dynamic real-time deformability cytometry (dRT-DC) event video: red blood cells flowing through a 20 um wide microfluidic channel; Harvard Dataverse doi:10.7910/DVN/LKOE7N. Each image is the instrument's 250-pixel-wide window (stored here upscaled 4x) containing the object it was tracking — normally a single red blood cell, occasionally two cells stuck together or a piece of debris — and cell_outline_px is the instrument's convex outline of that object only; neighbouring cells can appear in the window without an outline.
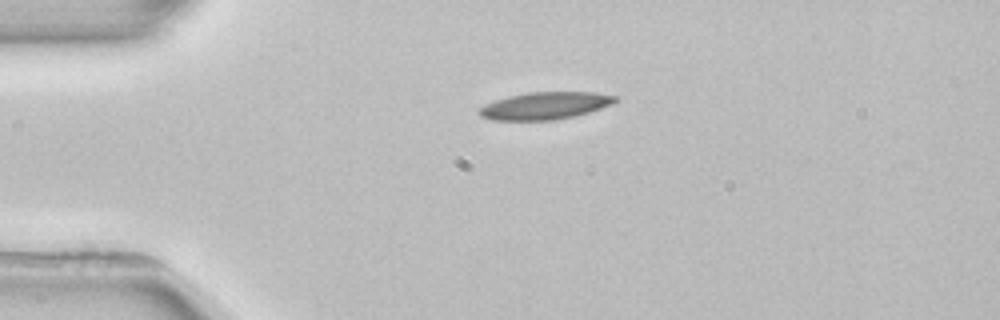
{"species": "common noctule bat (a hibernating species)", "species_latin": "Nyctalus noctula", "temperature_condition": "room temperature", "stored_images_in_passage": 4, "camera_frame_rate_fps": 3000, "um_per_image_px": 0.085, "animal": {"sex": "female", "body_mass_g": 22.7, "forearm_length_mm": 54.2}, "frame": {"image": 1, "passage_image": 4, "time_ms": 4.667, "image_size_px": [1000, 320], "cell_outline_px": [[616, 100], [612, 104], [576, 116], [552, 120], [492, 120], [480, 116], [476, 112], [484, 104], [508, 96], [528, 92], [596, 92], [616, 96]], "centroid_in_image_um": [46.29, 8.98], "position_along_channel_um": 38.7, "area_um2": 21.62}}